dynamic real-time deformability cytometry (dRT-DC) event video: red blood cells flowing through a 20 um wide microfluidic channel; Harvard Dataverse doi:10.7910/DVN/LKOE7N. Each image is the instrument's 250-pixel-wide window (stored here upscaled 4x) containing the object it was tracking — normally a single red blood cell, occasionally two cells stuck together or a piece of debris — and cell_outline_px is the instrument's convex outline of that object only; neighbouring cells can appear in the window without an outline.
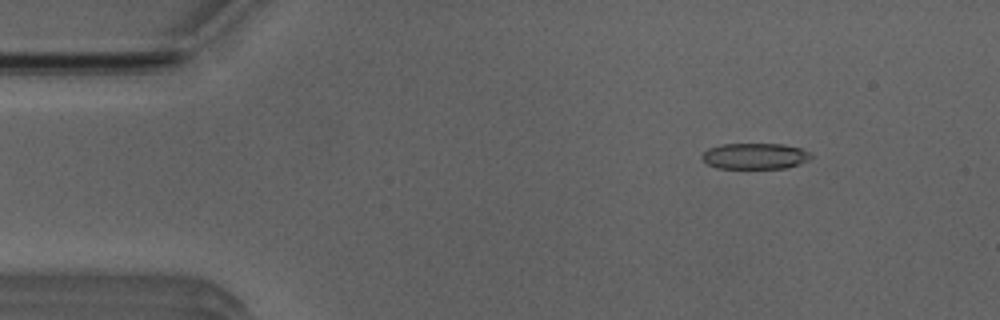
{"species": "Egyptian fruit bat (a non-hibernating species)", "species_latin": "Rousettus aegyptiacus", "temperature_condition": "room temperature", "stored_images_in_passage": 52, "camera_frame_rate_fps": 3000, "um_per_image_px": 0.085, "animal": {"sex": "male"}, "frame": {"image": 1, "passage_image": 7, "time_ms": 2.0, "image_size_px": [1000, 320], "cell_outline_px": [[812, 156], [808, 160], [784, 168], [716, 168], [708, 164], [700, 156], [708, 148], [720, 144], [784, 144], [800, 148], [808, 152]], "centroid_in_image_um": [64.13, 13.26], "position_along_channel_um": 20.9, "area_um2": 16.36}}
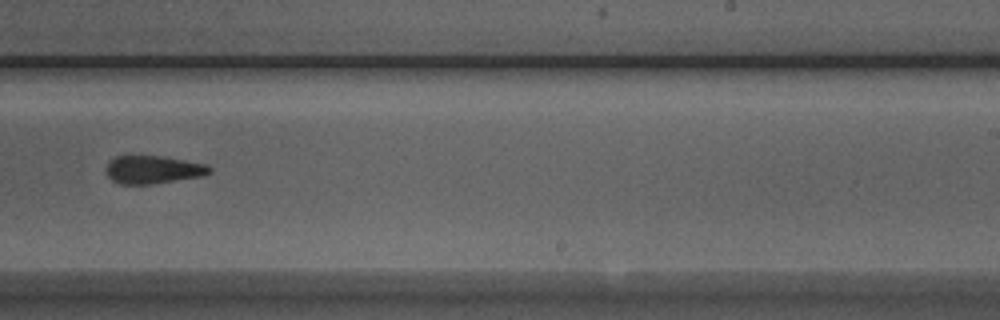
{"frame": {"image": 2, "passage_image": 32, "time_ms": 10.333, "image_size_px": [1000, 320], "cell_outline_px": [[212, 172], [204, 176], [152, 184], [120, 184], [112, 180], [108, 176], [108, 160], [116, 156], [160, 156], [208, 164], [212, 168]], "centroid_in_image_um": [13.06, 14.42], "position_along_channel_um": 275.9, "area_um2": 16.88}}
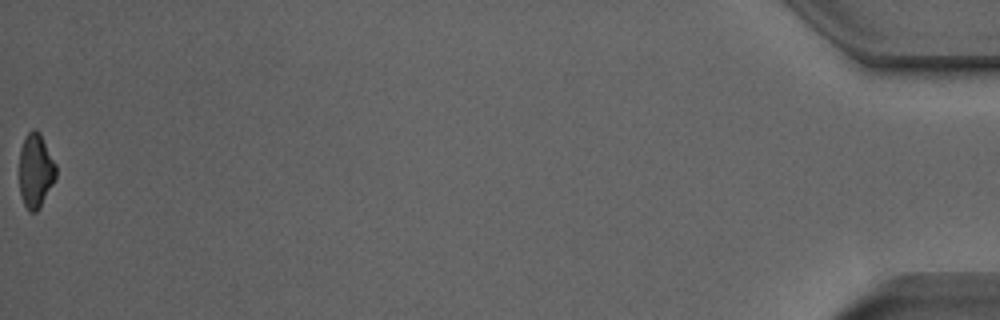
{"frame": {"image": 3, "passage_image": 52, "time_ms": 17.0, "image_size_px": [1000, 320], "cell_outline_px": [[56, 176], [40, 208], [36, 212], [28, 212], [24, 204], [20, 192], [20, 148], [28, 132], [32, 128], [36, 128], [40, 132], [56, 164]], "centroid_in_image_um": [3.03, 14.49], "position_along_channel_um": 432.2, "area_um2": 15.84}, "authors_computed_cell_mechanics": {"area_um2": 17.3978, "velocity_mm_per_s": 3.9761, "shape_relaxation_time_tau1_ms": 5.5286, "shape_relaxation_time_tau2_ms": 3.5606, "deformation_change_tau1": 0.1321, "deformation_change_tau2": 0.1086}}